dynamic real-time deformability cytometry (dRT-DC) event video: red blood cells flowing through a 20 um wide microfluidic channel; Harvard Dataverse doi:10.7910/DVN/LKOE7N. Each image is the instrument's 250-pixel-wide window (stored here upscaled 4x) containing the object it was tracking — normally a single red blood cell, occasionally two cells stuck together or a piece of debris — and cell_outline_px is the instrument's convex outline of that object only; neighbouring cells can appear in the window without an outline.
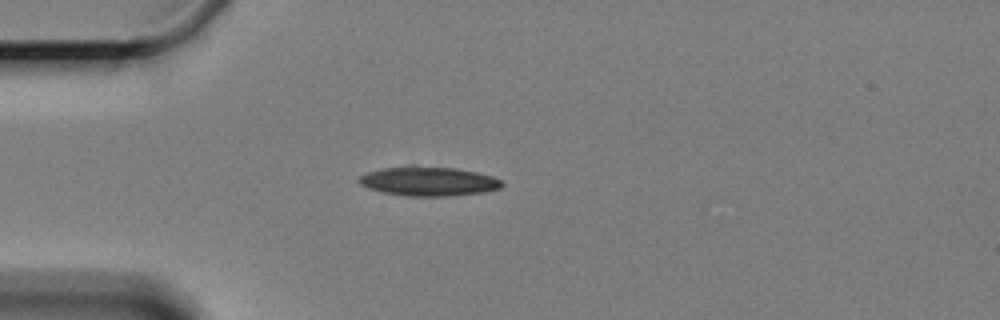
{"species": "Egyptian fruit bat (a non-hibernating species)", "species_latin": "Rousettus aegyptiacus", "temperature_condition": "cold", "stored_images_in_passage": 3, "camera_frame_rate_fps": 3000, "um_per_image_px": 0.085, "animal": {"sex": "female"}, "frame": {"image": 1, "passage_image": 3, "time_ms": 3.667, "image_size_px": [1000, 320], "cell_outline_px": [[504, 184], [500, 188], [480, 192], [448, 196], [408, 196], [384, 192], [368, 188], [360, 184], [360, 176], [368, 172], [384, 168], [408, 164], [416, 164], [456, 168], [476, 172], [492, 176], [500, 180]], "centroid_in_image_um": [36.41, 15.38], "position_along_channel_um": 48.6, "area_um2": 24.51}}